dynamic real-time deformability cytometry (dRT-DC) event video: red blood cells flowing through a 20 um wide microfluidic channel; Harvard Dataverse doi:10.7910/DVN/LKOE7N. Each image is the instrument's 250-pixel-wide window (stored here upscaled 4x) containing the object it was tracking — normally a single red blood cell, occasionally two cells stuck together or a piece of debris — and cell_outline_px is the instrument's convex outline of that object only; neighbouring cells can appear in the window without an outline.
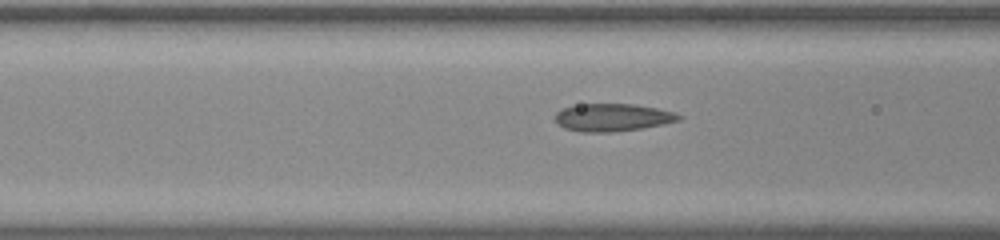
{"species": "common noctule bat (a hibernating species)", "species_latin": "Nyctalus noctula", "temperature_condition": "room temperature", "stored_images_in_passage": 9, "camera_frame_rate_fps": 3000, "um_per_image_px": 0.085, "animal": {"sex": "male", "body_mass_g": 20.0, "forearm_length_mm": 53.3}, "frame": {"image": 1, "passage_image": 7, "time_ms": 2.0, "image_size_px": [1000, 240], "cell_outline_px": [[684, 116], [680, 120], [664, 124], [644, 128], [612, 132], [580, 132], [564, 128], [556, 124], [556, 112], [560, 108], [580, 104], [636, 104], [676, 112]], "centroid_in_image_um": [52.08, 9.98], "position_along_channel_um": 114.5, "area_um2": 20.23}}